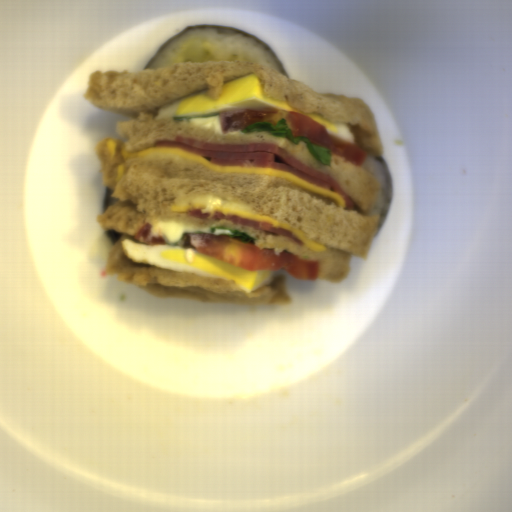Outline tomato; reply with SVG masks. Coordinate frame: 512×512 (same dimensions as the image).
Listing matches in <instances>:
<instances>
[{
    "label": "tomato",
    "instance_id": "tomato-2",
    "mask_svg": "<svg viewBox=\"0 0 512 512\" xmlns=\"http://www.w3.org/2000/svg\"><path fill=\"white\" fill-rule=\"evenodd\" d=\"M282 118L285 119L286 125L295 137L304 136L307 140L328 148L356 165L362 166L368 159L366 149L355 142L334 136L326 126L298 112L282 111L277 108H245L243 111L231 113L230 116H226V111L219 113L221 131L226 134L229 128H232L233 131L238 129L242 131L254 122H268L277 126Z\"/></svg>",
    "mask_w": 512,
    "mask_h": 512
},
{
    "label": "tomato",
    "instance_id": "tomato-1",
    "mask_svg": "<svg viewBox=\"0 0 512 512\" xmlns=\"http://www.w3.org/2000/svg\"><path fill=\"white\" fill-rule=\"evenodd\" d=\"M189 243L200 253L246 271H275L284 267L294 279L317 282L320 275L319 261L303 260L283 251L279 256L274 249H263L230 237L191 234Z\"/></svg>",
    "mask_w": 512,
    "mask_h": 512
},
{
    "label": "tomato",
    "instance_id": "tomato-3",
    "mask_svg": "<svg viewBox=\"0 0 512 512\" xmlns=\"http://www.w3.org/2000/svg\"><path fill=\"white\" fill-rule=\"evenodd\" d=\"M152 224L145 223L135 234L133 240L137 242H141L144 244H163L166 243V240L163 236L159 235L158 237H150Z\"/></svg>",
    "mask_w": 512,
    "mask_h": 512
}]
</instances>
